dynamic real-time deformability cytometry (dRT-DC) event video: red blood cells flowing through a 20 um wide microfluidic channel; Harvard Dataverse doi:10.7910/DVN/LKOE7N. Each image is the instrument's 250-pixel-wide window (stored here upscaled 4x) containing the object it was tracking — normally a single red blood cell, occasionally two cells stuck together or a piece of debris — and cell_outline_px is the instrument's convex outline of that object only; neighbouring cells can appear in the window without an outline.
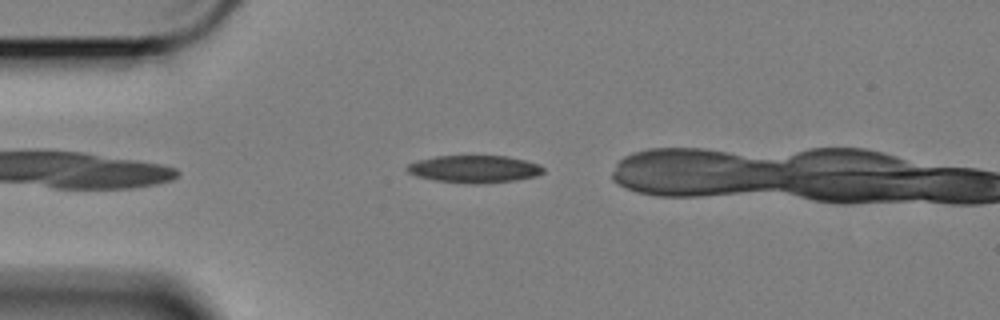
{"species": "Egyptian fruit bat (a non-hibernating species)", "species_latin": "Rousettus aegyptiacus", "temperature_condition": "cold", "stored_images_in_passage": 36, "camera_frame_rate_fps": 3000, "um_per_image_px": 0.085, "animal": {"sex": "female"}, "frame": {"image": 1, "passage_image": 3, "time_ms": 0.667, "image_size_px": [1000, 320], "cell_outline_px": [[544, 172], [536, 176], [516, 180], [476, 184], [472, 184], [436, 180], [416, 176], [408, 172], [404, 168], [408, 164], [416, 160], [436, 156], [508, 156], [540, 164], [544, 168]], "centroid_in_image_um": [40.31, 14.36], "position_along_channel_um": 44.7, "area_um2": 21.79}}
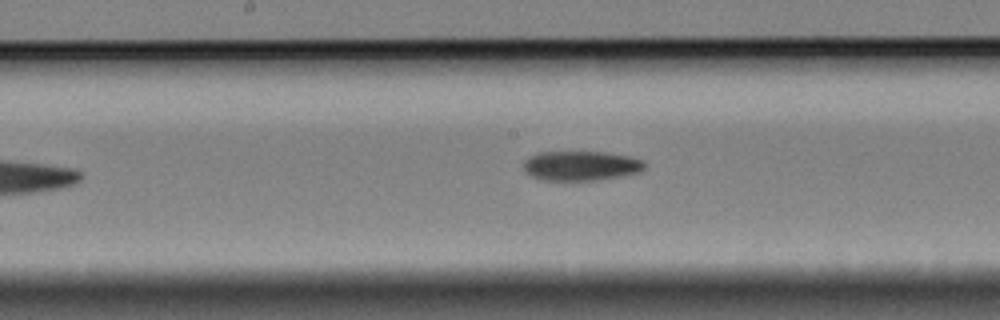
{"frame": {"image": 2, "passage_image": 18, "time_ms": 5.667, "image_size_px": [1000, 320], "cell_outline_px": [[644, 168], [640, 172], [596, 180], [544, 180], [532, 176], [524, 172], [524, 160], [528, 156], [536, 152], [604, 152], [628, 156], [644, 160]], "centroid_in_image_um": [49.34, 14.08], "position_along_channel_um": 198.9, "area_um2": 20.87}}
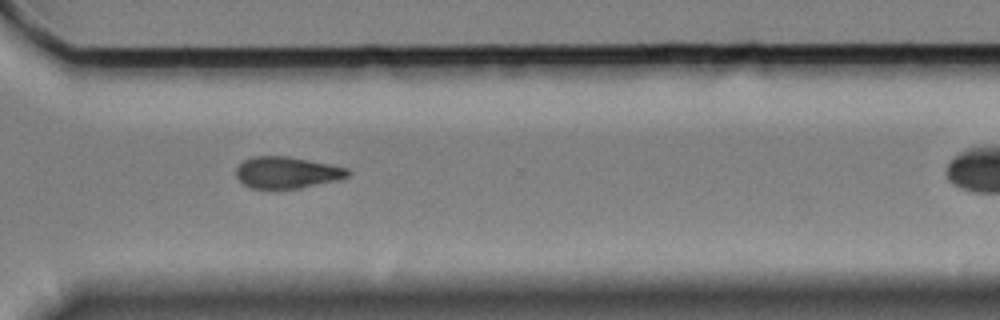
{"frame": {"image": 3, "passage_image": 31, "time_ms": 10.0, "image_size_px": [1000, 320], "cell_outline_px": [[352, 172], [348, 176], [340, 180], [300, 188], [248, 188], [236, 176], [236, 168], [244, 160], [252, 156], [288, 156], [348, 168]], "centroid_in_image_um": [24.4, 14.66], "position_along_channel_um": 346.2, "area_um2": 20.58}}